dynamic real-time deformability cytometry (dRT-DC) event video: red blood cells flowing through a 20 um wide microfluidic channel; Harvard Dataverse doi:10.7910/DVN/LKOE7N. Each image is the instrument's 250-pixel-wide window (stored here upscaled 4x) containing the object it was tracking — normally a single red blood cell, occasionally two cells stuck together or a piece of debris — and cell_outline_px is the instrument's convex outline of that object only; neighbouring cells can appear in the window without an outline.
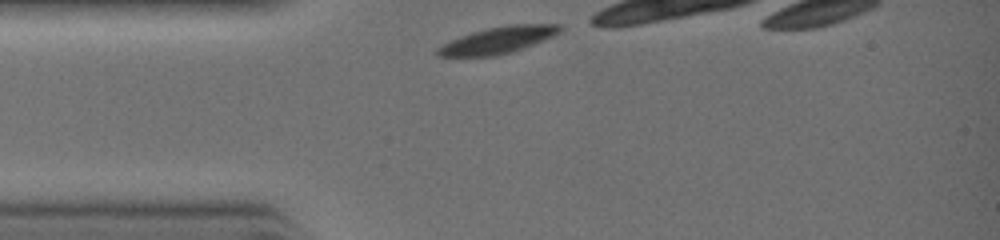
{"species": "common noctule bat (a hibernating species)", "species_latin": "Nyctalus noctula", "temperature_condition": "warm", "stored_images_in_passage": 5, "camera_frame_rate_fps": 3000, "um_per_image_px": 0.085, "animal": {"sex": "female", "body_mass_g": 19.0, "forearm_length_mm": 51.5}, "frame": {"image": 1, "passage_image": 1, "time_ms": 0.0, "image_size_px": [1000, 240], "cell_outline_px": [[564, 28], [560, 32], [552, 36], [524, 48], [500, 56], [436, 56], [436, 48], [460, 36], [472, 32], [488, 28], [508, 24], [560, 24]], "centroid_in_image_um": [42.35, 3.41], "position_along_channel_um": 42.7, "area_um2": 19.02}}